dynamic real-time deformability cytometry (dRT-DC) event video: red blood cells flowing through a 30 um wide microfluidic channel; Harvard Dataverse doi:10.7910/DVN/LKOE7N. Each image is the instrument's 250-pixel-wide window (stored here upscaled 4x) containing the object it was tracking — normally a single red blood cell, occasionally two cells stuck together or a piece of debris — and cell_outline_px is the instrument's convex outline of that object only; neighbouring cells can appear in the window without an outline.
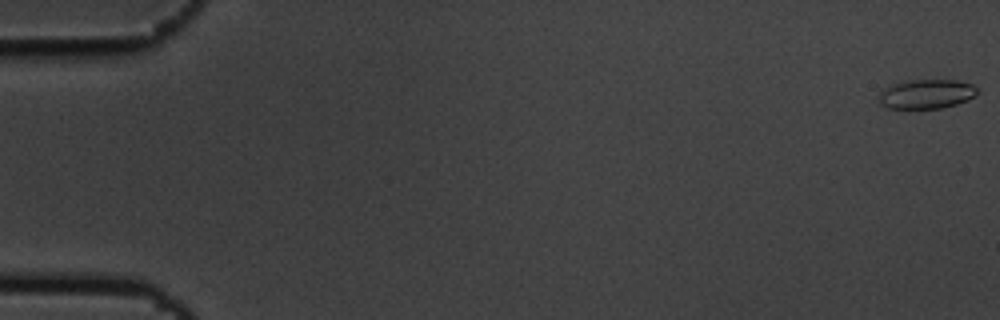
{"species": "common noctule bat (a hibernating species)", "species_latin": "Nyctalus noctula", "temperature_condition": "cold", "stored_images_in_passage": 9, "camera_frame_rate_fps": 3000, "um_per_image_px": 0.085, "animal": {"sex": "male", "body_mass_g": 19.5, "forearm_length_mm": 54.6}, "frame": {"image": 1, "passage_image": 1, "time_ms": 0.0, "image_size_px": [1000, 320], "cell_outline_px": [[980, 92], [976, 96], [968, 100], [956, 104], [940, 108], [888, 108], [880, 104], [880, 92], [884, 88], [892, 84], [908, 80], [956, 80], [972, 84]], "centroid_in_image_um": [78.78, 7.98], "position_along_channel_um": 6.2, "area_um2": 16.82}}